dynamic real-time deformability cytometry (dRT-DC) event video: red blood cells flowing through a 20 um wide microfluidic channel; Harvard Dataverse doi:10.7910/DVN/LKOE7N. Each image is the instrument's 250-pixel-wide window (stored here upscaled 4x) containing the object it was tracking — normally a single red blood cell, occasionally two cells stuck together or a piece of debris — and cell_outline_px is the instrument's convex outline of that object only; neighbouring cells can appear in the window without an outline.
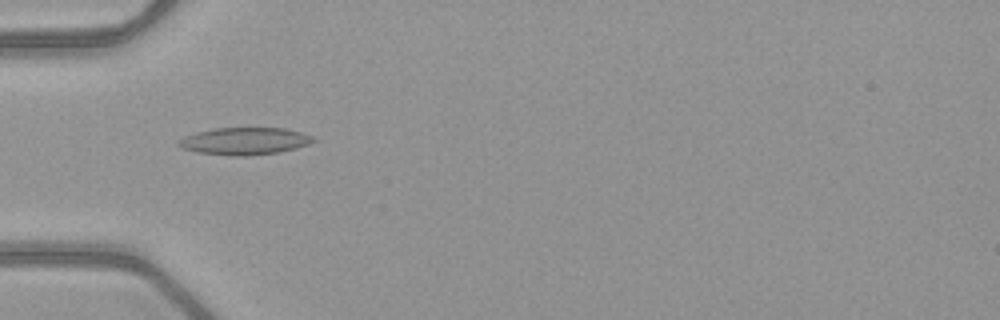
{"species": "common noctule bat (a hibernating species)", "species_latin": "Nyctalus noctula", "temperature_condition": "warm", "stored_images_in_passage": 52, "camera_frame_rate_fps": 3000, "um_per_image_px": 0.085, "animal": {"sex": "female", "body_mass_g": 21.9}, "frame": {"image": 1, "passage_image": 18, "time_ms": 5.667, "image_size_px": [1000, 320], "cell_outline_px": [[316, 140], [308, 144], [296, 148], [280, 152], [248, 156], [236, 156], [196, 152], [180, 148], [176, 144], [184, 136], [196, 132], [216, 128], [284, 128], [300, 132], [312, 136]], "centroid_in_image_um": [20.77, 12.0], "position_along_channel_um": 64.2, "area_um2": 21.39}}
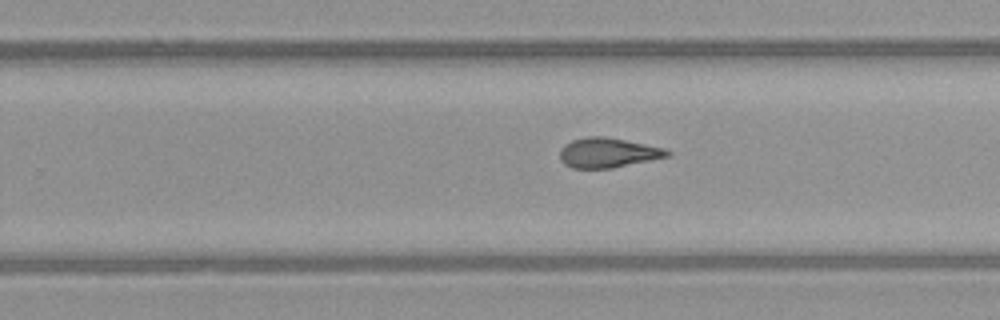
{"frame": {"image": 2, "passage_image": 34, "time_ms": 11.0, "image_size_px": [1000, 320], "cell_outline_px": [[672, 156], [612, 168], [572, 168], [564, 164], [560, 160], [560, 148], [564, 144], [572, 140], [588, 136], [604, 136], [664, 148], [672, 152]], "centroid_in_image_um": [51.67, 12.99], "position_along_channel_um": 278.1, "area_um2": 18.73}}
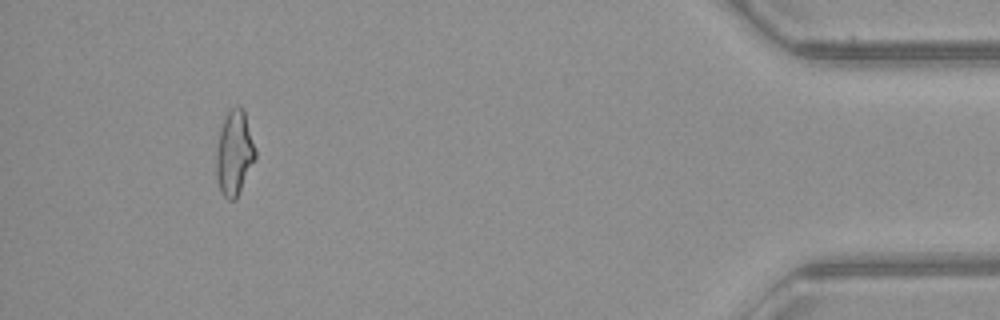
{"frame": {"image": 3, "passage_image": 49, "time_ms": 16.0, "image_size_px": [1000, 320], "cell_outline_px": [[256, 156], [236, 200], [228, 200], [220, 192], [216, 176], [216, 152], [220, 132], [224, 116], [228, 108], [244, 108], [256, 148]], "centroid_in_image_um": [19.92, 13.0], "position_along_channel_um": 415.3, "area_um2": 19.42}, "authors_computed_cell_mechanics": {"area_um2": 19.652, "velocity_mm_per_s": 4.0281, "shape_relaxation_time_tau1_ms": null, "shape_relaxation_time_tau2_ms": 3.4238, "deformation_change_tau1": null, "deformation_change_tau2": 0.1356}}